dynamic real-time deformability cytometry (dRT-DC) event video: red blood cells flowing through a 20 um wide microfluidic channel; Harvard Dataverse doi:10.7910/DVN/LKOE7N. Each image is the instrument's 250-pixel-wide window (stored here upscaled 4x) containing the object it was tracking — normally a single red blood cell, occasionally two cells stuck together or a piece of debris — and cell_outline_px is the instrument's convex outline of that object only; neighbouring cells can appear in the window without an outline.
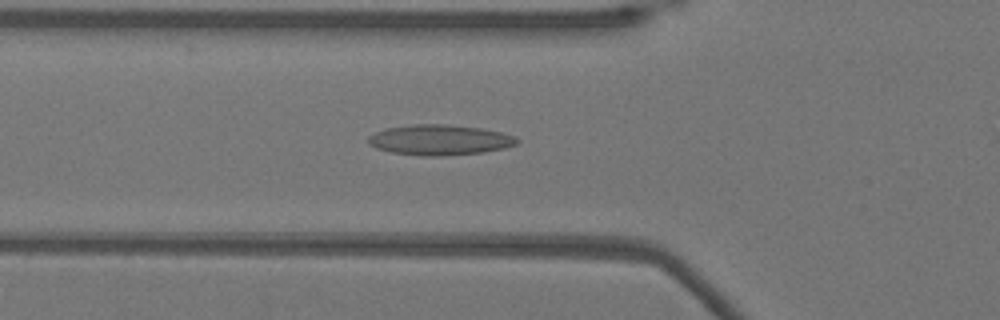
{"species": "Egyptian fruit bat (a non-hibernating species)", "species_latin": "Rousettus aegyptiacus", "temperature_condition": "warm", "stored_images_in_passage": 41, "camera_frame_rate_fps": 3000, "um_per_image_px": 0.085, "animal": {"sex": "female"}, "frame": {"image": 1, "passage_image": 7, "time_ms": 2.0, "image_size_px": [1000, 320], "cell_outline_px": [[520, 140], [516, 144], [504, 148], [480, 152], [440, 156], [420, 156], [392, 152], [376, 148], [368, 144], [368, 136], [376, 132], [388, 128], [412, 124], [448, 124], [480, 128], [500, 132], [516, 136]], "centroid_in_image_um": [37.36, 11.89], "position_along_channel_um": 88.4, "area_um2": 26.24}}
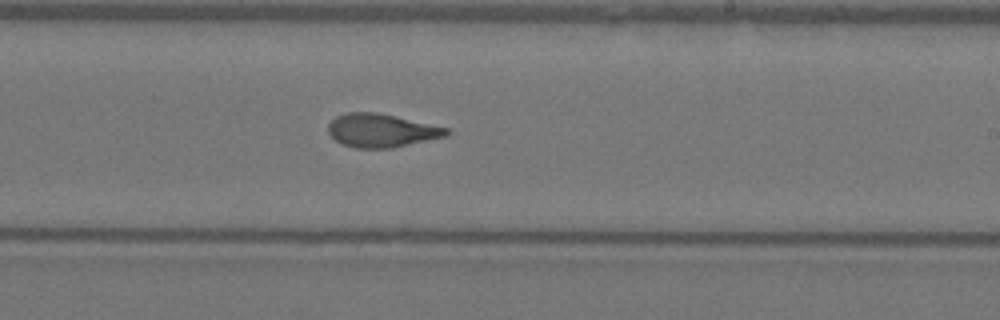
{"frame": {"image": 2, "passage_image": 20, "time_ms": 6.333, "image_size_px": [1000, 320], "cell_outline_px": [[452, 132], [448, 136], [392, 148], [356, 148], [340, 144], [328, 132], [328, 124], [336, 116], [348, 112], [376, 112], [448, 128]], "centroid_in_image_um": [32.42, 11.1], "position_along_channel_um": 256.6, "area_um2": 23.0}}
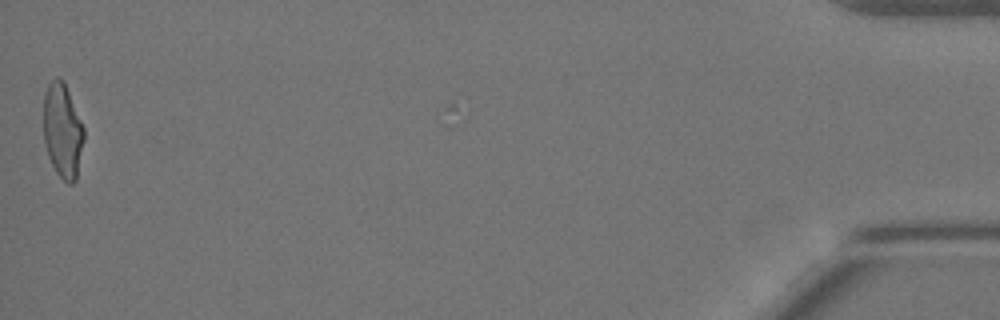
{"frame": {"image": 3, "passage_image": 41, "time_ms": 13.333, "image_size_px": [1000, 320], "cell_outline_px": [[84, 140], [76, 180], [72, 184], [68, 184], [56, 172], [48, 156], [44, 144], [44, 92], [48, 84], [56, 76], [60, 76], [64, 80], [84, 128]], "centroid_in_image_um": [5.32, 11.09], "position_along_channel_um": 429.9, "area_um2": 22.43}, "authors_computed_cell_mechanics": {"area_um2": 23.0622, "velocity_mm_per_s": 3.871, "shape_relaxation_time_tau1_ms": null, "shape_relaxation_time_tau2_ms": 1.7115, "deformation_change_tau1": null, "deformation_change_tau2": 0.0937}}